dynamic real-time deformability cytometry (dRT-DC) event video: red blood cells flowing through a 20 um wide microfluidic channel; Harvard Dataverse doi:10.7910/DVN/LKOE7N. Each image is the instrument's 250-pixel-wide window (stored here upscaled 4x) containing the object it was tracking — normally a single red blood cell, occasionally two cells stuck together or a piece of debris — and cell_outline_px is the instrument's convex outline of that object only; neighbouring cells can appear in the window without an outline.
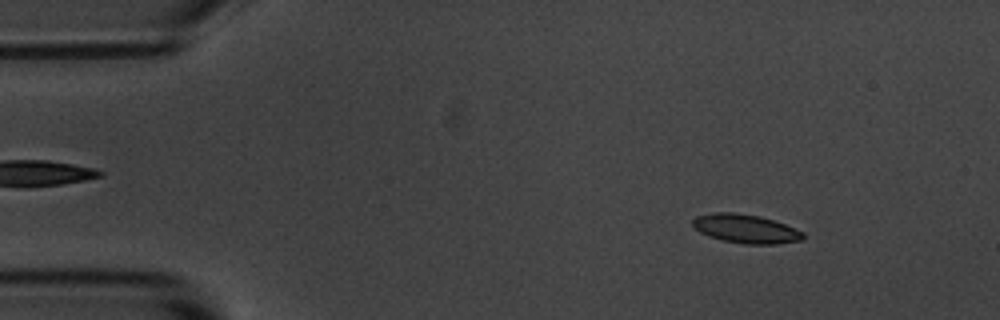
{"species": "common noctule bat (a hibernating species)", "species_latin": "Nyctalus noctula", "temperature_condition": "room temperature", "stored_images_in_passage": 51, "camera_frame_rate_fps": 3000, "um_per_image_px": 0.085, "animal": {"sex": "male", "body_mass_g": 20.1, "forearm_length_mm": 53.5}, "frame": {"image": 1, "passage_image": 3, "time_ms": 0.667, "image_size_px": [1000, 320], "cell_outline_px": [[804, 240], [776, 244], [744, 244], [720, 240], [708, 236], [692, 228], [692, 220], [696, 216], [712, 212], [736, 212], [760, 216], [784, 224], [804, 232]], "centroid_in_image_um": [63.35, 19.44], "position_along_channel_um": 21.7, "area_um2": 18.79}}
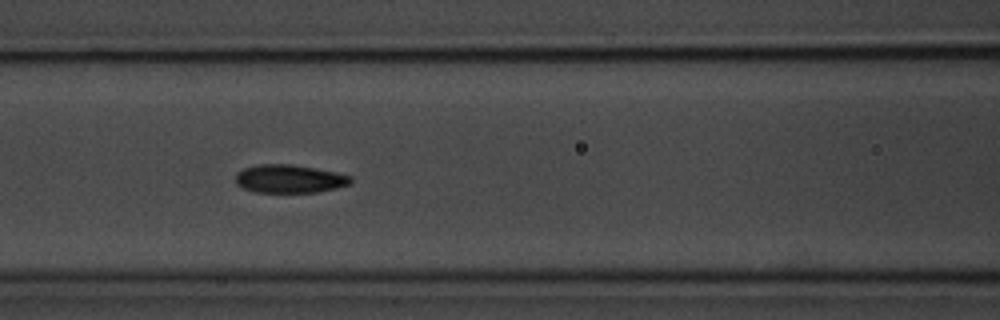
{"frame": {"image": 2, "passage_image": 19, "time_ms": 6.0, "image_size_px": [1000, 320], "cell_outline_px": [[352, 184], [336, 188], [316, 192], [256, 192], [244, 188], [236, 184], [236, 172], [244, 168], [256, 164], [292, 164], [336, 172], [352, 176]], "centroid_in_image_um": [24.61, 15.19], "position_along_channel_um": 142.0, "area_um2": 19.02}}
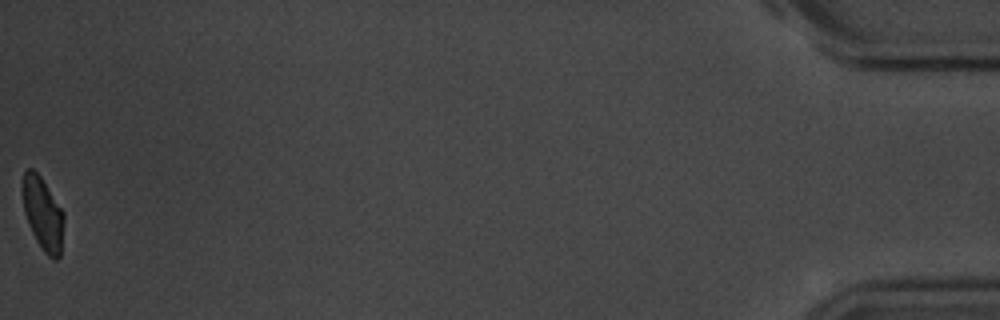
{"frame": {"image": 3, "passage_image": 51, "time_ms": 16.667, "image_size_px": [1000, 320], "cell_outline_px": [[64, 220], [60, 256], [56, 260], [52, 260], [40, 248], [28, 224], [24, 212], [20, 188], [24, 172], [28, 168], [32, 168], [40, 176], [64, 212]], "centroid_in_image_um": [3.62, 18.16], "position_along_channel_um": 431.6, "area_um2": 17.86}, "authors_computed_cell_mechanics": {"area_um2": 18.9584, "velocity_mm_per_s": 3.6519, "shape_relaxation_time_tau1_ms": 3.4697, "shape_relaxation_time_tau2_ms": 2.2616, "deformation_change_tau1": 0.1081, "deformation_change_tau2": 0.0708}}